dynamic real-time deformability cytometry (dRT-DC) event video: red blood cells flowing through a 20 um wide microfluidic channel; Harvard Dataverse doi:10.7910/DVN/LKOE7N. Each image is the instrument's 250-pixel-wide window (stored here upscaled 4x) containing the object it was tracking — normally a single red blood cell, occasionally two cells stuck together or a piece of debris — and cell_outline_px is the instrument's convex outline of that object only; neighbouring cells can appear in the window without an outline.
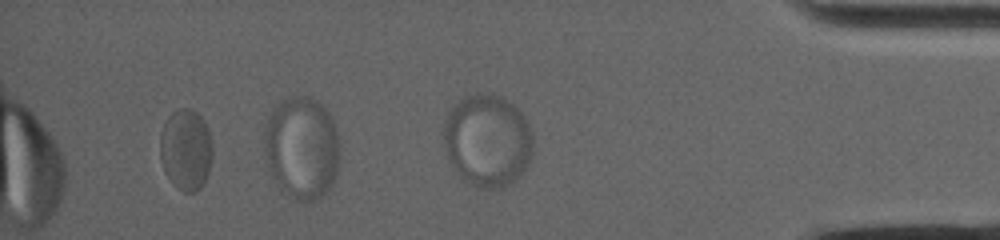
{"species": "common noctule bat (a hibernating species)", "species_latin": "Nyctalus noctula", "temperature_condition": "warm", "stored_images_in_passage": 27, "camera_frame_rate_fps": 5000, "um_per_image_px": 0.085, "animal": {"sex": "female", "body_mass_g": 19.0, "forearm_length_mm": 53.3}, "frame": {"image": 1, "passage_image": 22, "time_ms": 11.6, "image_size_px": [1000, 240], "cell_outline_px": [[212, 160], [208, 176], [204, 184], [196, 192], [184, 192], [172, 184], [160, 160], [160, 132], [168, 116], [172, 112], [180, 108], [192, 108], [200, 116], [208, 128], [212, 144]], "centroid_in_image_um": [15.81, 12.73], "position_along_channel_um": 419.4, "area_um2": 25.14}}